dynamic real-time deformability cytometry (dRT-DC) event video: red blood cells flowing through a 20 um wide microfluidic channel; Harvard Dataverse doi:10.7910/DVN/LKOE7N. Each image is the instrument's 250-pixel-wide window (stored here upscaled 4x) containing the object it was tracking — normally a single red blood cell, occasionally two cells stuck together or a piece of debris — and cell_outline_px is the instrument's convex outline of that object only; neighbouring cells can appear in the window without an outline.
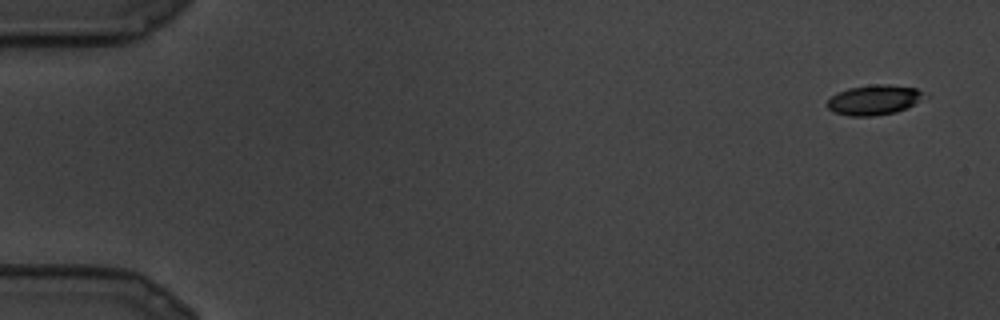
{"species": "common noctule bat (a hibernating species)", "species_latin": "Nyctalus noctula", "temperature_condition": "cold", "stored_images_in_passage": 7, "camera_frame_rate_fps": 3000, "um_per_image_px": 0.085, "animal": {"sex": "male", "body_mass_g": 19.5, "forearm_length_mm": 54.6}, "frame": {"image": 1, "passage_image": 1, "time_ms": 0.0, "image_size_px": [1000, 320], "cell_outline_px": [[928, 96], [896, 112], [872, 116], [848, 116], [832, 112], [824, 104], [836, 92], [848, 88], [876, 84], [888, 84], [916, 88], [924, 92]], "centroid_in_image_um": [74.25, 8.49], "position_along_channel_um": 10.8, "area_um2": 17.05}}